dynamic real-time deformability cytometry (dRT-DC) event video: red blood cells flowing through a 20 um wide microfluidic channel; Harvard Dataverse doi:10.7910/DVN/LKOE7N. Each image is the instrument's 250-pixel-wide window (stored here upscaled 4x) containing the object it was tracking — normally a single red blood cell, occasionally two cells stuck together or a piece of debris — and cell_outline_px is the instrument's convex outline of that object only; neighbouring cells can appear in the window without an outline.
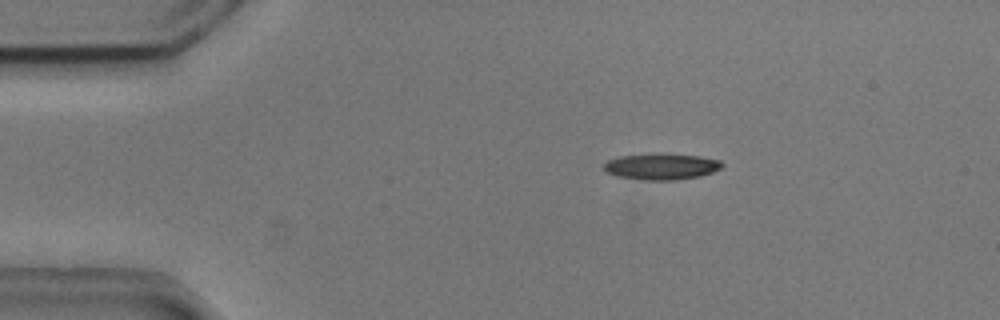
{"species": "common noctule bat (a hibernating species)", "species_latin": "Nyctalus noctula", "temperature_condition": "cold", "stored_images_in_passage": 2, "camera_frame_rate_fps": 3000, "um_per_image_px": 0.085, "animal": {"sex": "male", "body_mass_g": 20.5, "forearm_length_mm": 52.5}, "frame": {"image": 1, "passage_image": 1, "time_ms": 0.0, "image_size_px": [1000, 320], "cell_outline_px": [[724, 164], [720, 168], [712, 172], [700, 176], [676, 180], [644, 180], [616, 176], [604, 172], [604, 164], [608, 160], [620, 156], [656, 152], [700, 156], [720, 160]], "centroid_in_image_um": [56.2, 14.14], "position_along_channel_um": 28.8, "area_um2": 18.38}}